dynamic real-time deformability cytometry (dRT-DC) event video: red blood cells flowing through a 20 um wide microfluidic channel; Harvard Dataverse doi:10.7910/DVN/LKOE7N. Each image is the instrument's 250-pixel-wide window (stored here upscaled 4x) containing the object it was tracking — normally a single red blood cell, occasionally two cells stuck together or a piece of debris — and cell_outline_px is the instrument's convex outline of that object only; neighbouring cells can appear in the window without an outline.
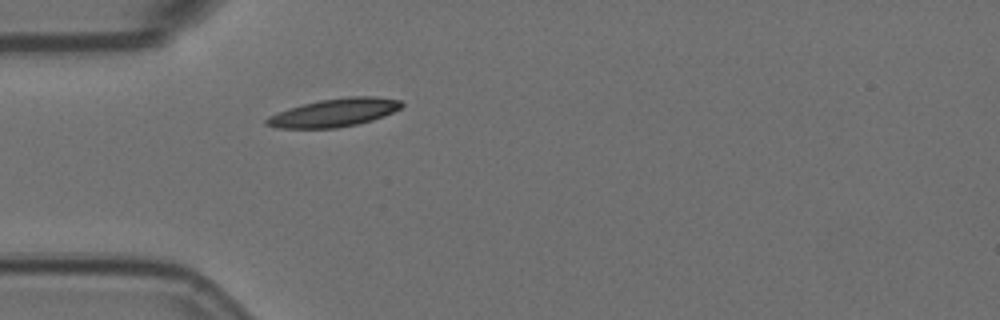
{"species": "Egyptian fruit bat (a non-hibernating species)", "species_latin": "Rousettus aegyptiacus", "temperature_condition": "room temperature", "stored_images_in_passage": 4, "camera_frame_rate_fps": 3000, "um_per_image_px": 0.085, "animal": {"sex": "female"}, "frame": {"image": 1, "passage_image": 4, "time_ms": 1.0, "image_size_px": [1000, 320], "cell_outline_px": [[404, 104], [400, 108], [384, 116], [372, 120], [356, 124], [336, 128], [276, 128], [264, 124], [264, 120], [268, 116], [288, 108], [320, 100], [348, 96], [376, 96], [400, 100]], "centroid_in_image_um": [28.39, 9.57], "position_along_channel_um": 56.6, "area_um2": 22.14}}